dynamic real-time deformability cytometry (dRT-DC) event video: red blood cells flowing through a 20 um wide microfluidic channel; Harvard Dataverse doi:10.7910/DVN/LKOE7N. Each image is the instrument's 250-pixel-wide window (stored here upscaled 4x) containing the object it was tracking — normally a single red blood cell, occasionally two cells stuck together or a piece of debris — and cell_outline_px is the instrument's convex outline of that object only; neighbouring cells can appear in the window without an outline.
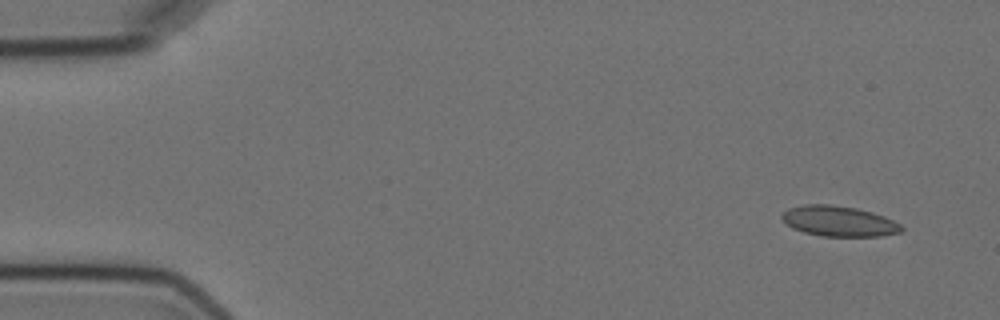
{"species": "Egyptian fruit bat (a non-hibernating species)", "species_latin": "Rousettus aegyptiacus", "temperature_condition": "cold", "stored_images_in_passage": 6, "camera_frame_rate_fps": 3000, "um_per_image_px": 0.085, "animal": {"sex": "female"}, "frame": {"image": 1, "passage_image": 1, "time_ms": 0.0, "image_size_px": [1000, 320], "cell_outline_px": [[904, 228], [900, 232], [880, 236], [824, 236], [804, 232], [792, 228], [780, 216], [788, 208], [804, 204], [832, 204], [856, 208], [872, 212], [884, 216], [900, 224]], "centroid_in_image_um": [71.3, 18.79], "position_along_channel_um": 13.7, "area_um2": 21.1}}
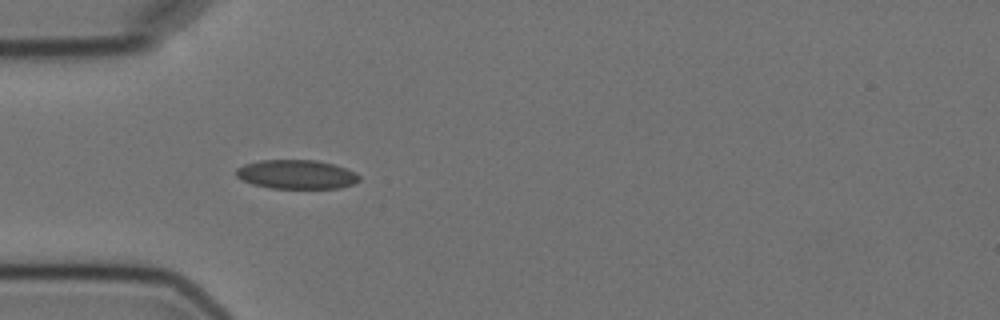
{"frame": {"image": 2, "passage_image": 5, "time_ms": 4.333, "image_size_px": [1000, 320], "cell_outline_px": [[360, 180], [352, 184], [340, 188], [272, 188], [252, 184], [236, 176], [236, 168], [244, 164], [260, 160], [316, 160], [332, 164], [356, 172], [360, 176]], "centroid_in_image_um": [25.2, 14.82], "position_along_channel_um": 59.8, "area_um2": 20.75}}